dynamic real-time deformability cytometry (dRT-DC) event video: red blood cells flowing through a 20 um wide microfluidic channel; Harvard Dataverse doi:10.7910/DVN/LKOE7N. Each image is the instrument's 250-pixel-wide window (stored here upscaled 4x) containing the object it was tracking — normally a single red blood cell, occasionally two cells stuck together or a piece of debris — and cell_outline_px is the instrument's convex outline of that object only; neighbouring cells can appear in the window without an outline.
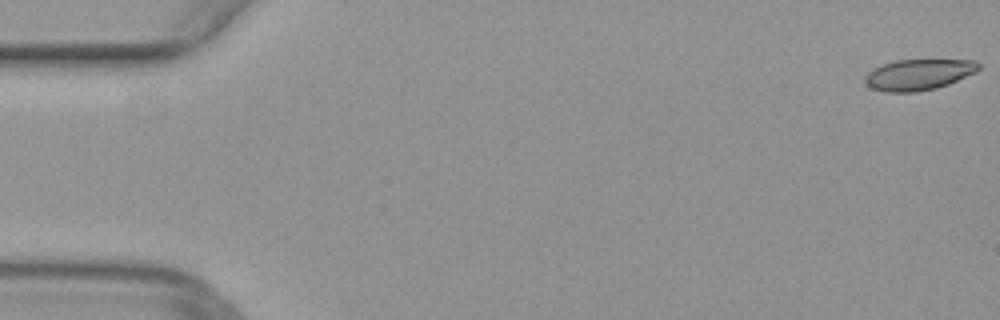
{"species": "common noctule bat (a hibernating species)", "species_latin": "Nyctalus noctula", "temperature_condition": "warm", "stored_images_in_passage": 51, "camera_frame_rate_fps": 3000, "um_per_image_px": 0.085, "animal": {"sex": "female", "body_mass_g": 29.2, "forearm_length_mm": 56.3}, "frame": {"image": 1, "passage_image": 1, "time_ms": 0.0, "image_size_px": [1000, 320], "cell_outline_px": [[980, 68], [976, 72], [948, 84], [936, 88], [916, 92], [884, 92], [872, 88], [864, 80], [864, 76], [872, 68], [896, 60], [976, 60], [980, 64]], "centroid_in_image_um": [78.08, 6.34], "position_along_channel_um": 6.9, "area_um2": 20.46}}
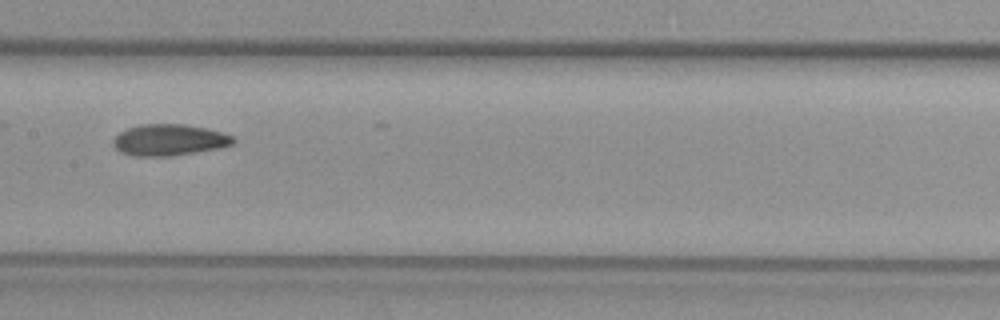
{"frame": {"image": 2, "passage_image": 26, "time_ms": 8.333, "image_size_px": [1000, 320], "cell_outline_px": [[236, 140], [232, 144], [220, 148], [172, 156], [132, 156], [120, 152], [112, 144], [112, 140], [120, 132], [128, 128], [140, 124], [184, 124], [208, 128], [224, 132], [232, 136]], "centroid_in_image_um": [14.39, 11.89], "position_along_channel_um": 193.0, "area_um2": 22.14}}
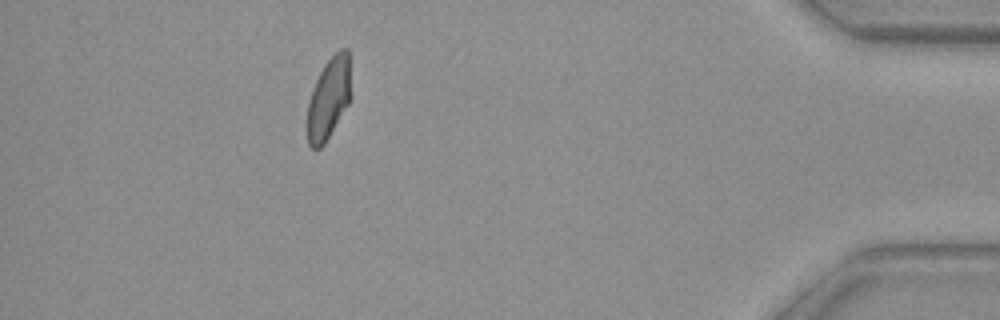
{"frame": {"image": 3, "passage_image": 46, "time_ms": 15.0, "image_size_px": [1000, 320], "cell_outline_px": [[348, 104], [324, 144], [320, 148], [312, 148], [308, 144], [308, 100], [312, 88], [324, 64], [340, 48], [348, 48]], "centroid_in_image_um": [27.89, 8.37], "position_along_channel_um": 407.3, "area_um2": 19.94}}